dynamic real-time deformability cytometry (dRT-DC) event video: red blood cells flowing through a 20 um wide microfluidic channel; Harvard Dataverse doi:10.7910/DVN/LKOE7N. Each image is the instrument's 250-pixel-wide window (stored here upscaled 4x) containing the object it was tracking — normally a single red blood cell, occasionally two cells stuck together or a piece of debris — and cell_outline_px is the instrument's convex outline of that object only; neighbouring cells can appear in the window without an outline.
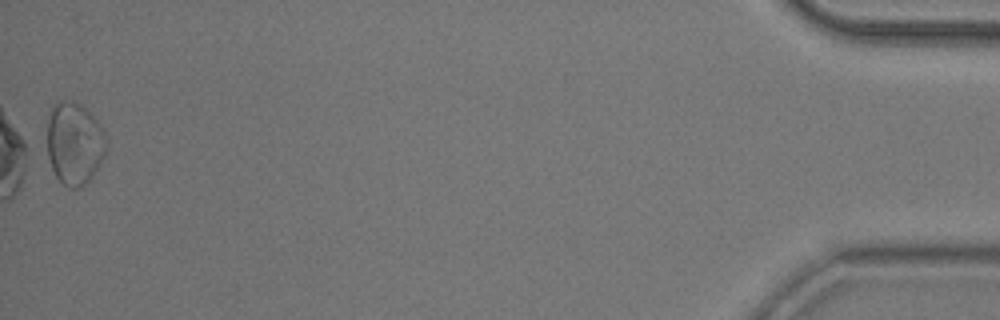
{"species": "common noctule bat (a hibernating species)", "species_latin": "Nyctalus noctula", "temperature_condition": "room temperature", "stored_images_in_passage": 37, "camera_frame_rate_fps": 3000, "um_per_image_px": 0.085, "animal": {"sex": "male", "body_mass_g": 20.5, "forearm_length_mm": 52.5}, "frame": {"image": 1, "passage_image": 37, "time_ms": 12.0, "image_size_px": [1000, 320], "cell_outline_px": [[108, 148], [104, 156], [92, 176], [80, 188], [68, 188], [56, 176], [52, 168], [48, 156], [48, 120], [52, 104], [56, 100], [64, 100], [80, 104], [96, 120], [104, 132], [108, 144]], "centroid_in_image_um": [6.33, 12.18], "position_along_channel_um": 428.9, "area_um2": 28.32}}